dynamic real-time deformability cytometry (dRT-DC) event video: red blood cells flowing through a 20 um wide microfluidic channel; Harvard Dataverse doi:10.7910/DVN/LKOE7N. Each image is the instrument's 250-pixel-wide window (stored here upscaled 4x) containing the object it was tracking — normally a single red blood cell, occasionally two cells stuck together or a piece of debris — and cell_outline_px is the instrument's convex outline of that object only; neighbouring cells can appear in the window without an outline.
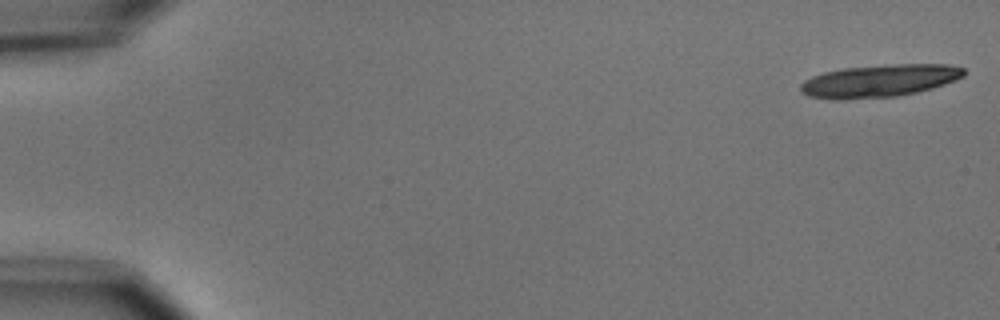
{"species": "common noctule bat (a hibernating species)", "species_latin": "Nyctalus noctula", "temperature_condition": "cold", "stored_images_in_passage": 15, "camera_frame_rate_fps": 3000, "um_per_image_px": 0.085, "animal": {"sex": "male", "body_mass_g": 15.6}, "frame": {"image": 1, "passage_image": 1, "time_ms": 0.0, "image_size_px": [1000, 320], "cell_outline_px": [[964, 76], [944, 84], [932, 88], [916, 92], [896, 96], [840, 100], [832, 100], [808, 96], [800, 92], [800, 84], [804, 80], [812, 76], [824, 72], [844, 68], [884, 64], [948, 64], [964, 68]], "centroid_in_image_um": [74.7, 6.87], "position_along_channel_um": 10.3, "area_um2": 31.15}}
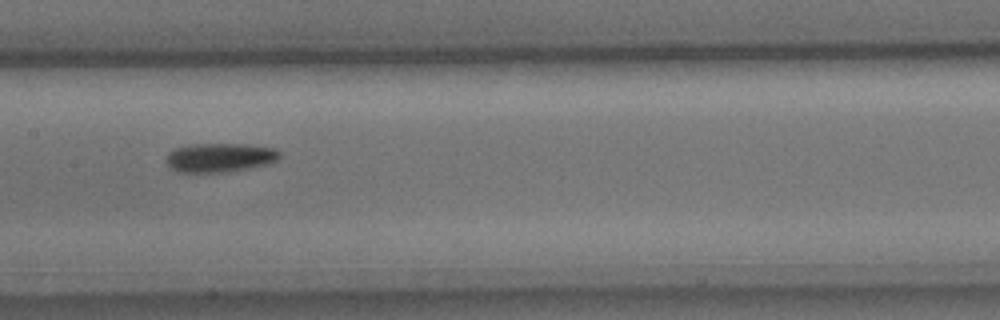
{"frame": {"image": 2, "passage_image": 8, "time_ms": 9.0, "image_size_px": [1000, 320], "cell_outline_px": [[280, 156], [276, 160], [268, 164], [248, 168], [224, 172], [180, 172], [172, 168], [164, 160], [168, 152], [176, 148], [192, 144], [248, 144], [276, 148], [280, 152]], "centroid_in_image_um": [18.69, 13.38], "position_along_channel_um": 188.7, "area_um2": 19.19}}
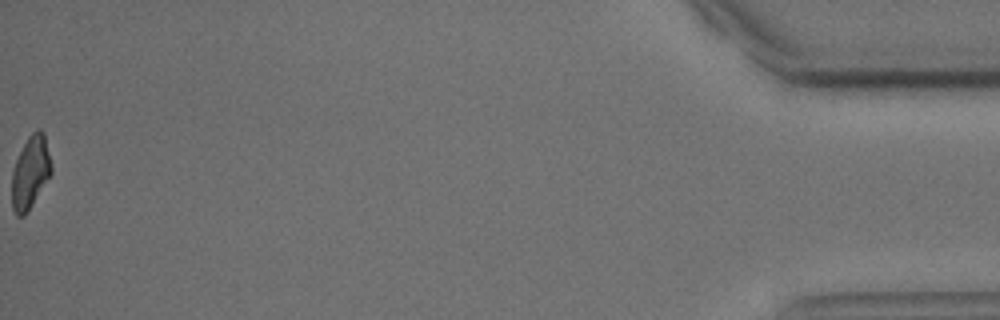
{"frame": {"image": 3, "passage_image": 15, "time_ms": 18.0, "image_size_px": [1000, 320], "cell_outline_px": [[52, 172], [28, 212], [24, 216], [16, 216], [12, 208], [12, 172], [16, 160], [28, 136], [36, 128], [40, 128], [44, 132], [52, 164]], "centroid_in_image_um": [2.59, 14.64], "position_along_channel_um": 432.6, "area_um2": 16.82}, "authors_computed_cell_mechanics": {"area_um2": 18.8428, "velocity_mm_per_s": 3.7331, "shape_relaxation_time_tau1_ms": 2.5265, "shape_relaxation_time_tau2_ms": 6.231, "deformation_change_tau1": 0.1002, "deformation_change_tau2": 0.1156}}